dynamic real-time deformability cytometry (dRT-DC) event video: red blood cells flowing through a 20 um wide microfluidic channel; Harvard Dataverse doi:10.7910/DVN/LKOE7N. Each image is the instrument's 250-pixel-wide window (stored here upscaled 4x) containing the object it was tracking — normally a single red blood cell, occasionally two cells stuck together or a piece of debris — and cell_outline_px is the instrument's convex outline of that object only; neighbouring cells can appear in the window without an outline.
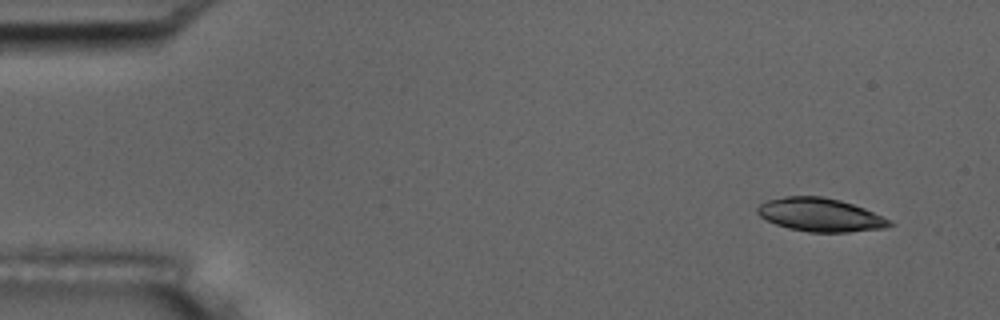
{"species": "common noctule bat (a hibernating species)", "species_latin": "Nyctalus noctula", "temperature_condition": "room temperature", "stored_images_in_passage": 9, "camera_frame_rate_fps": 3000, "um_per_image_px": 0.085, "animal": {"sex": "male", "body_mass_g": 17.5, "forearm_length_mm": 52.3}, "frame": {"image": 1, "passage_image": 1, "time_ms": 0.0, "image_size_px": [1000, 320], "cell_outline_px": [[896, 224], [884, 228], [848, 232], [808, 232], [788, 228], [776, 224], [760, 216], [756, 212], [756, 208], [760, 204], [768, 200], [784, 196], [824, 196], [840, 200], [864, 208], [892, 220]], "centroid_in_image_um": [69.74, 18.26], "position_along_channel_um": 15.3, "area_um2": 25.78}}
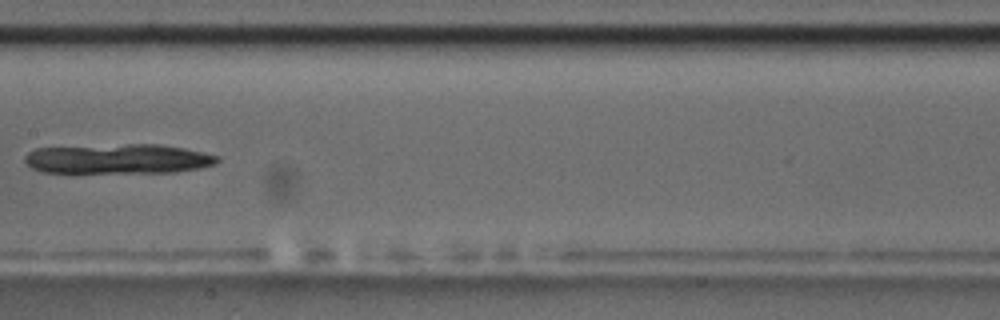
{"frame": {"image": 2, "passage_image": 8, "time_ms": 2.333, "image_size_px": [1000, 320], "cell_outline_px": [[220, 160], [216, 164], [200, 168], [172, 172], [44, 172], [32, 168], [24, 160], [24, 156], [28, 152], [36, 148], [128, 144], [160, 144], [184, 148], [220, 156]], "centroid_in_image_um": [10.07, 13.5], "position_along_channel_um": 197.3, "area_um2": 33.23}}